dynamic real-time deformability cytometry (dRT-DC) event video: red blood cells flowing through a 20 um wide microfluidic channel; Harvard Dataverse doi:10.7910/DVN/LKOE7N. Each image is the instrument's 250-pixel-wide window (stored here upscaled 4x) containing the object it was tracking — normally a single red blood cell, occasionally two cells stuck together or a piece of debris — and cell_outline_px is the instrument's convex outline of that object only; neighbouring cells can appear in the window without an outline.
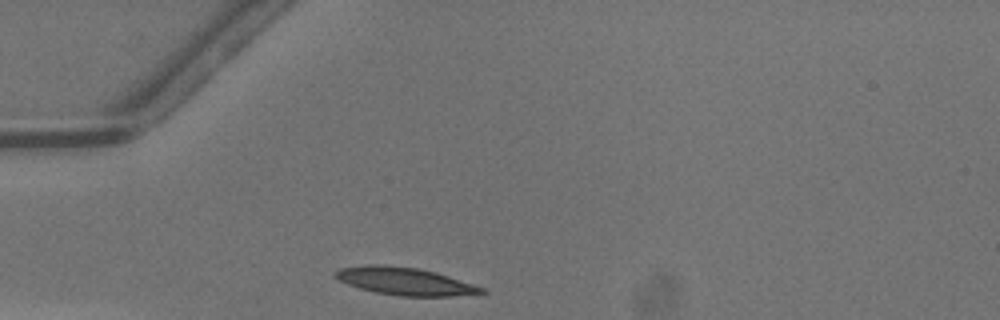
{"species": "common noctule bat (a hibernating species)", "species_latin": "Nyctalus noctula", "temperature_condition": "warm", "stored_images_in_passage": 25, "camera_frame_rate_fps": 3000, "um_per_image_px": 0.085, "animal": {"sex": "male", "body_mass_g": 13.3}, "frame": {"image": 1, "passage_image": 1, "time_ms": 0.0, "image_size_px": [1000, 320], "cell_outline_px": [[488, 292], [452, 296], [400, 296], [376, 292], [360, 288], [348, 284], [332, 276], [332, 272], [340, 268], [368, 264], [380, 264], [416, 268], [448, 276], [488, 288]], "centroid_in_image_um": [34.41, 23.9], "position_along_channel_um": 50.6, "area_um2": 23.47}}
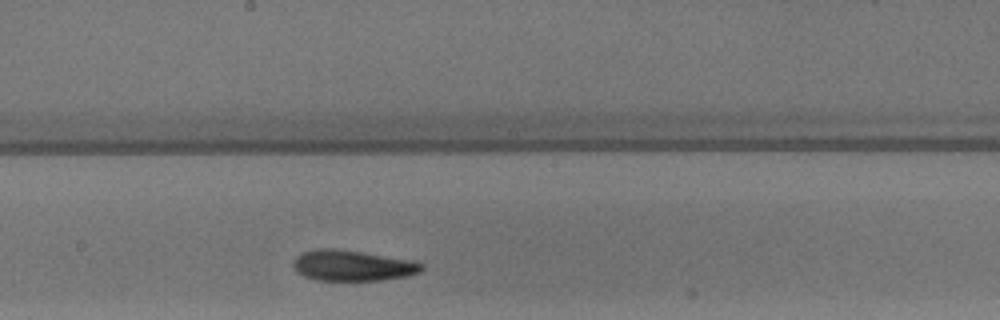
{"frame": {"image": 2, "passage_image": 14, "time_ms": 4.333, "image_size_px": [1000, 320], "cell_outline_px": [[424, 268], [420, 272], [404, 276], [380, 280], [316, 280], [304, 276], [296, 272], [292, 264], [292, 260], [296, 256], [304, 252], [324, 248], [332, 248], [360, 252], [404, 260], [424, 264]], "centroid_in_image_um": [29.87, 22.58], "position_along_channel_um": 218.3, "area_um2": 22.43}}
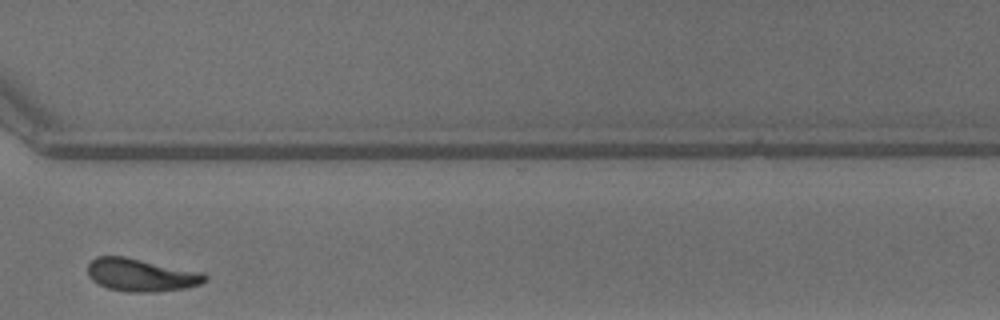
{"frame": {"image": 3, "passage_image": 24, "time_ms": 7.667, "image_size_px": [1000, 320], "cell_outline_px": [[208, 280], [200, 284], [184, 288], [156, 292], [124, 292], [108, 288], [92, 280], [88, 276], [88, 264], [96, 256], [124, 256], [200, 272], [208, 276]], "centroid_in_image_um": [11.97, 23.38], "position_along_channel_um": 358.6, "area_um2": 22.31}, "authors_computed_cell_mechanics": {"area_um2": 22.7154, "velocity_mm_per_s": 4.2241, "shape_relaxation_time_tau1_ms": 6.4091, "shape_relaxation_time_tau2_ms": 3.9386, "deformation_change_tau1": 0.174, "deformation_change_tau2": 0.1097}}